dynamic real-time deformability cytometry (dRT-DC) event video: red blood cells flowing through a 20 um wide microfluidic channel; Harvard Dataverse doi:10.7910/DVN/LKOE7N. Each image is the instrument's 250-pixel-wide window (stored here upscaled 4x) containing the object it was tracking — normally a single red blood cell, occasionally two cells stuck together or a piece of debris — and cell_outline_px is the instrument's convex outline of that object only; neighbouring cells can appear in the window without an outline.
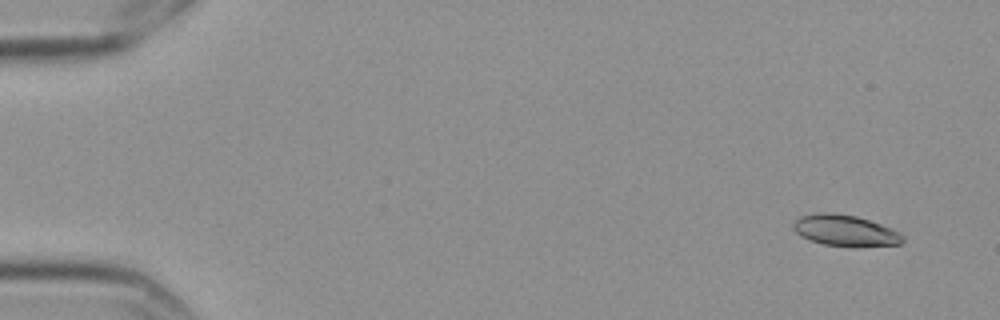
{"species": "Egyptian fruit bat (a non-hibernating species)", "species_latin": "Rousettus aegyptiacus", "temperature_condition": "cold", "stored_images_in_passage": 5, "camera_frame_rate_fps": 3000, "um_per_image_px": 0.085, "frame": {"image": 1, "passage_image": 1, "time_ms": 0.0, "image_size_px": [1000, 320], "cell_outline_px": [[904, 240], [900, 244], [856, 248], [848, 248], [824, 244], [808, 240], [800, 236], [792, 228], [792, 224], [800, 216], [816, 212], [832, 212], [856, 216], [892, 228], [900, 232], [904, 236]], "centroid_in_image_um": [71.84, 19.62], "position_along_channel_um": 13.2, "area_um2": 20.46}}
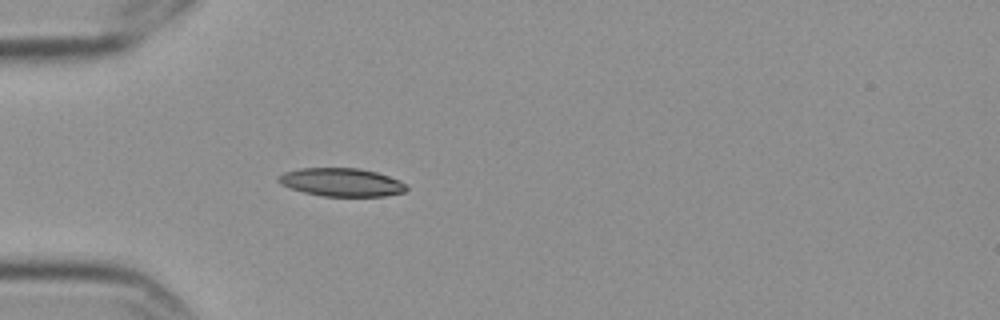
{"frame": {"image": 2, "passage_image": 5, "time_ms": 1.333, "image_size_px": [1000, 320], "cell_outline_px": [[408, 188], [404, 192], [384, 196], [324, 196], [304, 192], [280, 184], [276, 180], [276, 176], [284, 172], [300, 168], [360, 168], [376, 172], [388, 176], [408, 184]], "centroid_in_image_um": [29.02, 15.48], "position_along_channel_um": 56.0, "area_um2": 21.1}}